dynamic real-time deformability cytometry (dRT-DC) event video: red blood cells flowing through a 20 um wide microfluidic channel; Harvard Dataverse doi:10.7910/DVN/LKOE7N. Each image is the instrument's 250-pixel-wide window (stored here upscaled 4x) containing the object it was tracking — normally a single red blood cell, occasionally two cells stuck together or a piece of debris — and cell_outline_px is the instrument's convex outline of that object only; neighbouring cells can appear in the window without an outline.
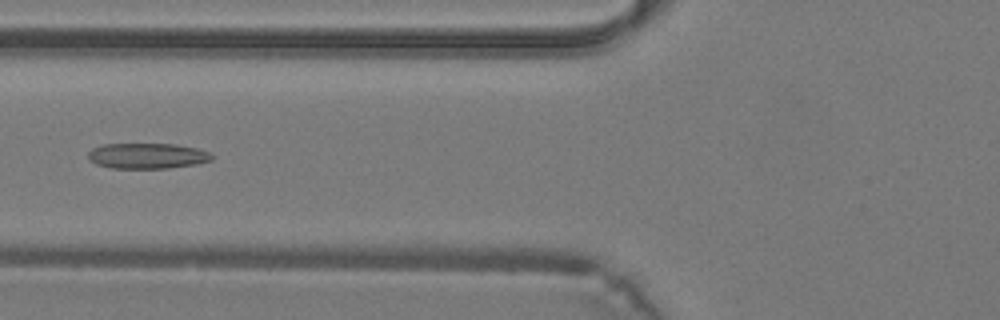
{"species": "common noctule bat (a hibernating species)", "species_latin": "Nyctalus noctula", "temperature_condition": "warm", "stored_images_in_passage": 23, "camera_frame_rate_fps": 3000, "um_per_image_px": 0.085, "animal": {"sex": "male", "body_mass_g": 19.2, "forearm_length_mm": 51.8}, "frame": {"image": 1, "passage_image": 5, "time_ms": 1.333, "image_size_px": [1000, 320], "cell_outline_px": [[216, 156], [212, 160], [196, 164], [168, 168], [112, 168], [96, 164], [88, 160], [88, 152], [92, 148], [100, 144], [176, 144], [196, 148], [212, 152]], "centroid_in_image_um": [12.54, 13.24], "position_along_channel_um": 113.3, "area_um2": 18.67}}
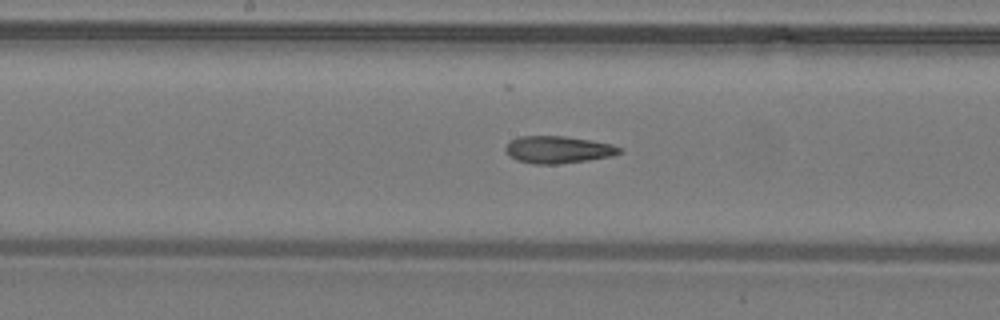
{"frame": {"image": 2, "passage_image": 10, "time_ms": 3.0, "image_size_px": [1000, 320], "cell_outline_px": [[624, 152], [612, 156], [588, 160], [560, 164], [532, 164], [516, 160], [508, 156], [504, 148], [512, 140], [520, 136], [564, 136], [592, 140], [612, 144], [624, 148]], "centroid_in_image_um": [47.47, 12.73], "position_along_channel_um": 200.7, "area_um2": 18.32}}
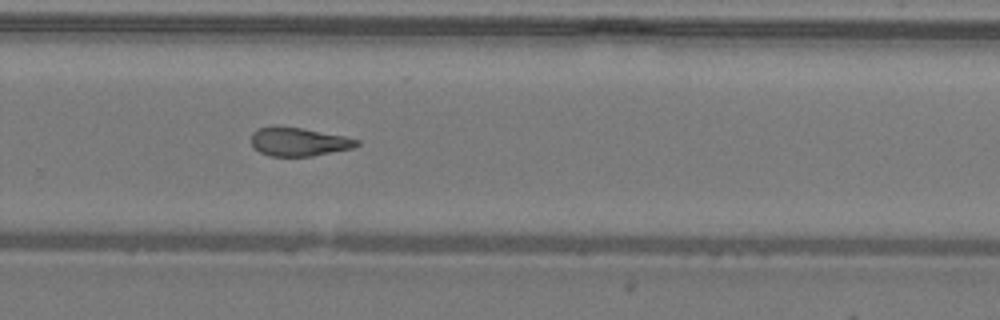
{"frame": {"image": 3, "passage_image": 16, "time_ms": 5.0, "image_size_px": [1000, 320], "cell_outline_px": [[360, 144], [352, 148], [312, 156], [272, 156], [260, 152], [252, 144], [252, 132], [260, 128], [300, 128], [344, 136], [360, 140]], "centroid_in_image_um": [25.44, 12.08], "position_along_channel_um": 304.4, "area_um2": 16.94}}